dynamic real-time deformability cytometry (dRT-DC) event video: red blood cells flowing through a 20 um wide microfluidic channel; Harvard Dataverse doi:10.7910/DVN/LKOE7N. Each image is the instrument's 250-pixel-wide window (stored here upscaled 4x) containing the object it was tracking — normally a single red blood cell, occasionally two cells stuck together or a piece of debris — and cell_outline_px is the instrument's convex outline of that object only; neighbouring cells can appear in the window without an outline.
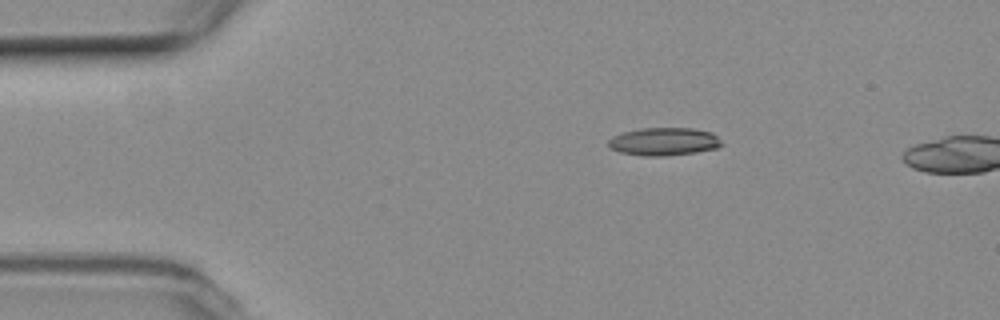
{"species": "common noctule bat (a hibernating species)", "species_latin": "Nyctalus noctula", "temperature_condition": "room temperature", "stored_images_in_passage": 4, "camera_frame_rate_fps": 3000, "um_per_image_px": 0.085, "animal": {"sex": "female", "body_mass_g": 19.3, "forearm_length_mm": 54.1}, "frame": {"image": 1, "passage_image": 1, "time_ms": 0.0, "image_size_px": [1000, 320], "cell_outline_px": [[724, 144], [716, 148], [696, 152], [664, 156], [644, 156], [620, 152], [612, 148], [608, 144], [608, 140], [612, 136], [624, 132], [640, 128], [692, 128], [712, 132]], "centroid_in_image_um": [56.44, 12.03], "position_along_channel_um": 28.6, "area_um2": 18.38}}